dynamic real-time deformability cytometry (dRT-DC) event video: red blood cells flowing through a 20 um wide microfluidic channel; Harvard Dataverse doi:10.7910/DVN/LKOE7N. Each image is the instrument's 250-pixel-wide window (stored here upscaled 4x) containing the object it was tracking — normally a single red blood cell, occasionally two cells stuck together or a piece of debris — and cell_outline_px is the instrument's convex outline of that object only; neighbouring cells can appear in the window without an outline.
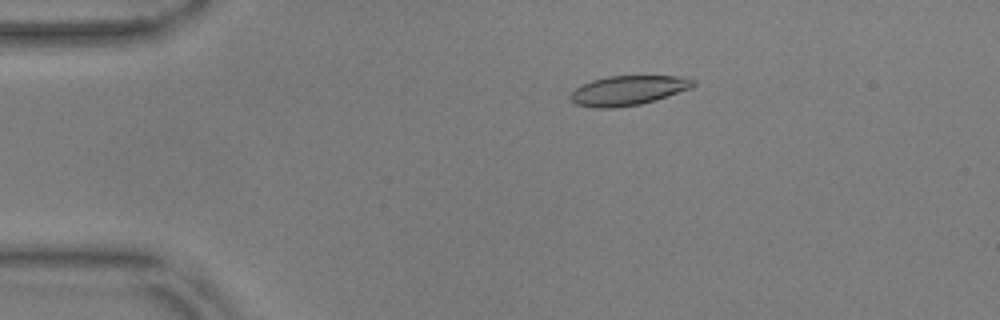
{"species": "common noctule bat (a hibernating species)", "species_latin": "Nyctalus noctula", "temperature_condition": "warm", "stored_images_in_passage": 49, "camera_frame_rate_fps": 3000, "um_per_image_px": 0.085, "animal": {"sex": "male", "body_mass_g": 17.9, "forearm_length_mm": 54.2}, "frame": {"image": 1, "passage_image": 5, "time_ms": 1.333, "image_size_px": [1000, 320], "cell_outline_px": [[696, 84], [692, 88], [656, 100], [640, 104], [612, 108], [592, 108], [576, 104], [568, 96], [576, 88], [592, 80], [608, 76], [676, 76], [696, 80]], "centroid_in_image_um": [53.4, 7.69], "position_along_channel_um": 31.6, "area_um2": 21.15}}
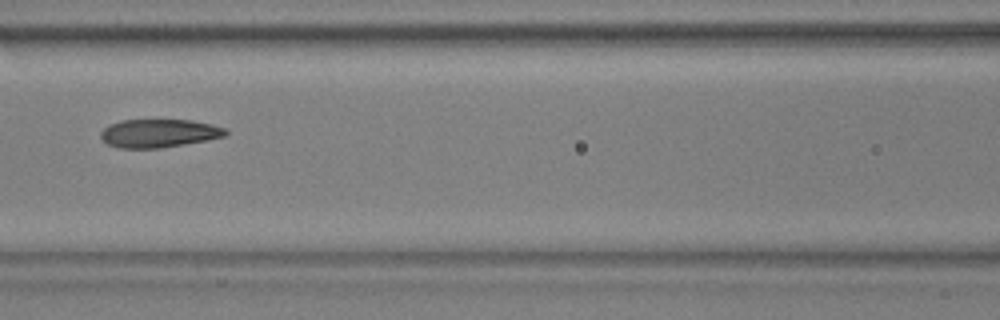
{"frame": {"image": 2, "passage_image": 19, "time_ms": 6.0, "image_size_px": [1000, 320], "cell_outline_px": [[228, 132], [224, 136], [208, 140], [160, 148], [120, 148], [108, 144], [100, 136], [100, 132], [108, 124], [120, 120], [192, 120], [212, 124], [224, 128]], "centroid_in_image_um": [13.49, 11.32], "position_along_channel_um": 153.1, "area_um2": 20.58}}
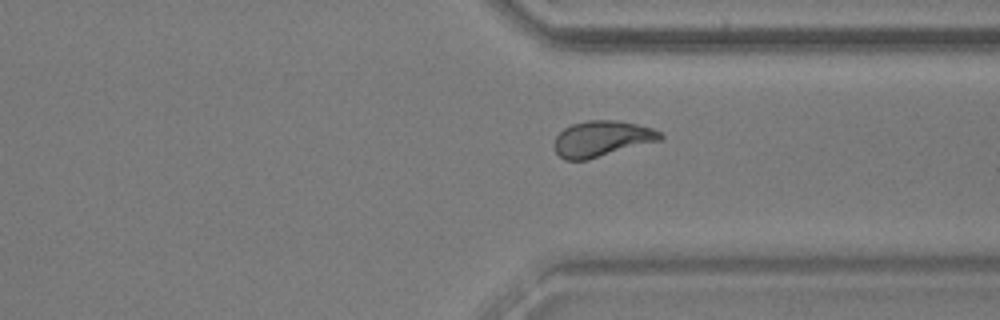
{"frame": {"image": 3, "passage_image": 36, "time_ms": 11.667, "image_size_px": [1000, 320], "cell_outline_px": [[664, 140], [588, 160], [564, 160], [556, 152], [552, 144], [556, 136], [564, 128], [572, 124], [588, 120], [620, 120], [652, 128], [660, 132], [664, 136]], "centroid_in_image_um": [51.18, 11.8], "position_along_channel_um": 360.2, "area_um2": 22.54}, "authors_computed_cell_mechanics": {"area_um2": 21.386, "velocity_mm_per_s": 3.6654, "shape_relaxation_time_tau1_ms": 9.2576, "shape_relaxation_time_tau2_ms": 1.2546, "deformation_change_tau1": 0.2743, "deformation_change_tau2": 0.0824}}